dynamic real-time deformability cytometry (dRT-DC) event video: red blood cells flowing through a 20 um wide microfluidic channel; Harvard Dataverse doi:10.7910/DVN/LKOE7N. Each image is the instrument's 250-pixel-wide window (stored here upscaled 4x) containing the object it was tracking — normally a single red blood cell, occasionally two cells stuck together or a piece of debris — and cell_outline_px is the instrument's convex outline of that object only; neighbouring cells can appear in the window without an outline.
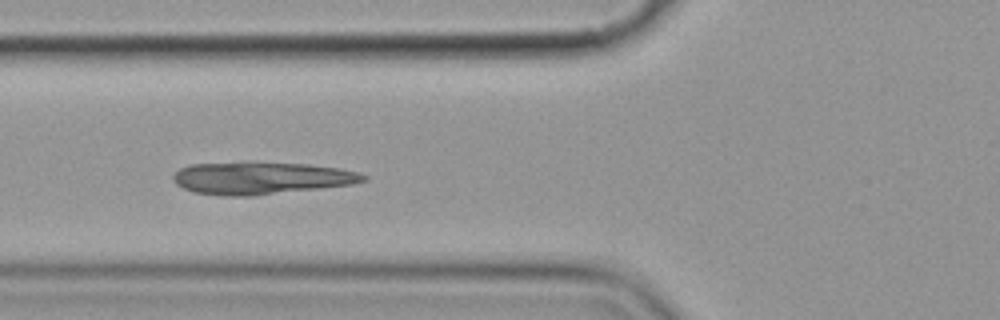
{"species": "common noctule bat (a hibernating species)", "species_latin": "Nyctalus noctula", "temperature_condition": "cold", "stored_images_in_passage": 7, "camera_frame_rate_fps": 3000, "um_per_image_px": 0.085, "animal": {"sex": "female", "body_mass_g": 19.9}, "frame": {"image": 1, "passage_image": 6, "time_ms": 6.0, "image_size_px": [1000, 320], "cell_outline_px": [[368, 180], [352, 184], [252, 196], [224, 196], [192, 192], [176, 184], [172, 180], [172, 176], [180, 168], [188, 164], [308, 164], [340, 168], [360, 172], [368, 176]], "centroid_in_image_um": [22.21, 15.16], "position_along_channel_um": 103.6, "area_um2": 35.08}}
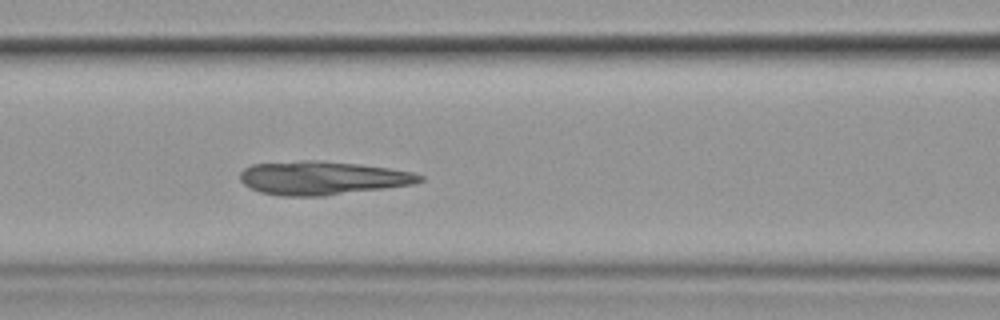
{"frame": {"image": 2, "passage_image": 7, "time_ms": 7.0, "image_size_px": [1000, 320], "cell_outline_px": [[424, 180], [412, 184], [324, 196], [280, 196], [260, 192], [244, 184], [240, 180], [240, 172], [244, 168], [252, 164], [300, 160], [320, 160], [360, 164], [388, 168], [412, 172], [424, 176]], "centroid_in_image_um": [27.37, 15.12], "position_along_channel_um": 139.2, "area_um2": 35.14}}